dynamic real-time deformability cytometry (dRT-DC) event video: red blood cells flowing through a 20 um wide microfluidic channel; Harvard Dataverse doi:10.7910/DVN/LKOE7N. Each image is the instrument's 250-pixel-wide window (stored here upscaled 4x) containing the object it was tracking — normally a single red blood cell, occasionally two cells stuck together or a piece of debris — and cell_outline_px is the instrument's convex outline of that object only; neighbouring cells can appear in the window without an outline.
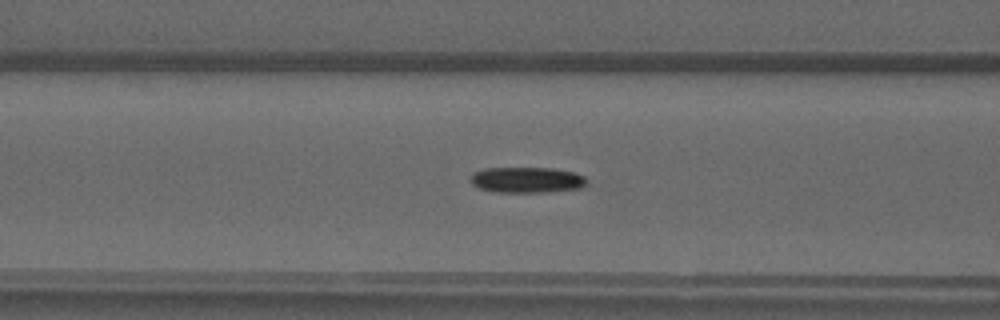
{"species": "common noctule bat (a hibernating species)", "species_latin": "Nyctalus noctula", "temperature_condition": "warm", "stored_images_in_passage": 49, "camera_frame_rate_fps": 3000, "um_per_image_px": 0.085, "animal": {"sex": "male", "forearm_length_mm": 52.5}, "frame": {"image": 1, "passage_image": 20, "time_ms": 6.333, "image_size_px": [1000, 320], "cell_outline_px": [[588, 180], [580, 188], [544, 192], [492, 192], [480, 188], [472, 184], [472, 172], [484, 168], [552, 168], [576, 172], [584, 176]], "centroid_in_image_um": [44.78, 15.28], "position_along_channel_um": 121.8, "area_um2": 17.46}}
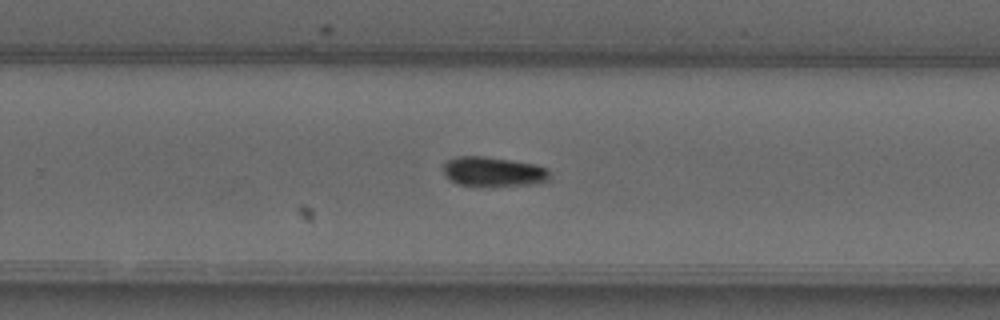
{"frame": {"image": 2, "passage_image": 32, "time_ms": 10.333, "image_size_px": [1000, 320], "cell_outline_px": [[548, 180], [540, 184], [488, 188], [476, 188], [460, 184], [452, 180], [444, 172], [444, 164], [448, 160], [460, 156], [484, 156], [536, 164], [548, 168]], "centroid_in_image_um": [41.98, 14.64], "position_along_channel_um": 287.8, "area_um2": 18.96}}
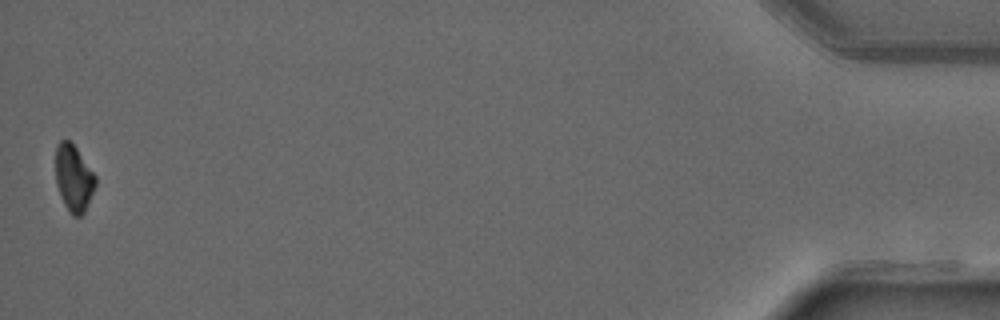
{"frame": {"image": 3, "passage_image": 49, "time_ms": 16.0, "image_size_px": [1000, 320], "cell_outline_px": [[96, 184], [84, 212], [80, 216], [72, 216], [64, 204], [60, 196], [56, 184], [56, 144], [60, 140], [68, 140], [76, 148], [96, 176]], "centroid_in_image_um": [6.25, 15.14], "position_along_channel_um": 429.0, "area_um2": 15.32}}